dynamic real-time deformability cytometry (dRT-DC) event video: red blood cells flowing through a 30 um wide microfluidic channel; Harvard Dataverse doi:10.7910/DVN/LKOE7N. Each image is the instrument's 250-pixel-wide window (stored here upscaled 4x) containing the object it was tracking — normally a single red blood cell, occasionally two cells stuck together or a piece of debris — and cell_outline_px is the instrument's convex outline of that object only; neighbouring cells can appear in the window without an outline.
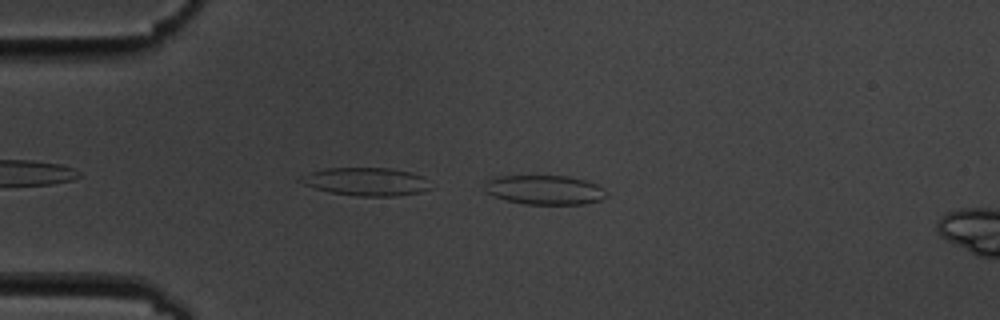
{"species": "common noctule bat (a hibernating species)", "species_latin": "Nyctalus noctula", "temperature_condition": "cold", "stored_images_in_passage": 5, "camera_frame_rate_fps": 3000, "um_per_image_px": 0.085, "animal": {"sex": "male", "body_mass_g": 19.5, "forearm_length_mm": 54.6}, "frame": {"image": 1, "passage_image": 4, "time_ms": 3.333, "image_size_px": [1000, 320], "cell_outline_px": [[608, 192], [600, 200], [584, 204], [524, 204], [504, 200], [484, 192], [488, 180], [496, 176], [568, 176], [584, 180], [596, 184], [604, 188]], "centroid_in_image_um": [46.29, 16.14], "position_along_channel_um": 38.7, "area_um2": 20.81}}